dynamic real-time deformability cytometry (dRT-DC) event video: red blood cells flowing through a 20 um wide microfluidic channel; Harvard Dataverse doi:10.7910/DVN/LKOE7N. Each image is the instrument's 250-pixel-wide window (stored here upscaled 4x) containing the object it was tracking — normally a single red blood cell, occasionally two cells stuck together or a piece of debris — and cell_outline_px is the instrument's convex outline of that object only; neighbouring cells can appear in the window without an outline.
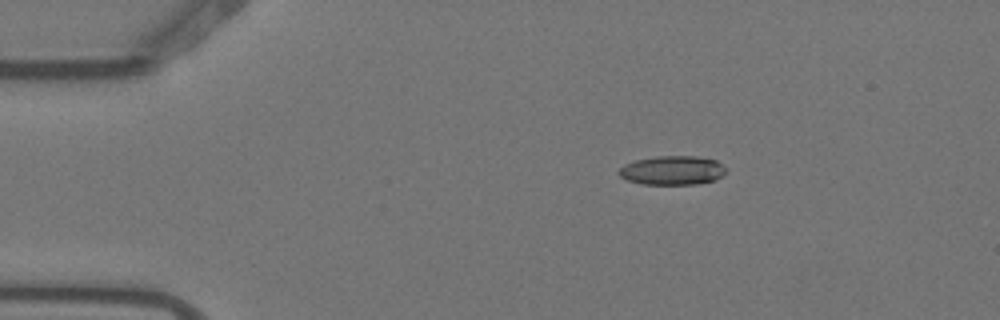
{"species": "Egyptian fruit bat (a non-hibernating species)", "species_latin": "Rousettus aegyptiacus", "temperature_condition": "warm", "stored_images_in_passage": 2, "camera_frame_rate_fps": 3000, "um_per_image_px": 0.085, "animal": {"sex": "female"}, "frame": {"image": 1, "passage_image": 1, "time_ms": 0.0, "image_size_px": [1000, 320], "cell_outline_px": [[728, 172], [716, 180], [696, 184], [640, 184], [628, 180], [620, 176], [616, 172], [624, 164], [636, 160], [656, 156], [696, 156], [716, 160], [724, 164]], "centroid_in_image_um": [57.18, 14.48], "position_along_channel_um": 27.8, "area_um2": 18.38}}